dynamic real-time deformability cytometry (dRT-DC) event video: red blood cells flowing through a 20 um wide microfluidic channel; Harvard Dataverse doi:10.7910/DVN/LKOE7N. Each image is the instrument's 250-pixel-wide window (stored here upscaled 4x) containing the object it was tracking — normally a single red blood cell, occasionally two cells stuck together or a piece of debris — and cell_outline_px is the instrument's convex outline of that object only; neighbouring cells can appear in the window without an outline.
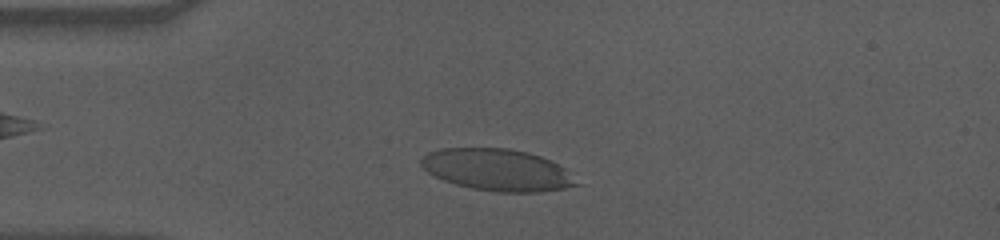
{"species": "human", "species_latin": "Homo sapiens", "temperature_condition": "cold", "stored_images_in_passage": 45, "camera_frame_rate_fps": 3000, "um_per_image_px": 0.085, "donor": {"sex": "male"}, "frame": {"image": 1, "passage_image": 8, "time_ms": 2.333, "image_size_px": [1000, 240], "cell_outline_px": [[584, 184], [564, 188], [540, 192], [500, 192], [472, 188], [456, 184], [432, 176], [420, 164], [420, 160], [428, 152], [440, 148], [508, 148], [528, 152], [540, 156], [564, 168]], "centroid_in_image_um": [42.28, 14.44], "position_along_channel_um": 42.7, "area_um2": 37.92}}
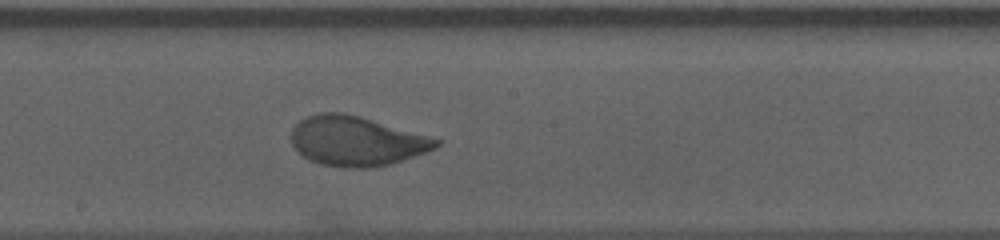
{"frame": {"image": 2, "passage_image": 25, "time_ms": 8.0, "image_size_px": [1000, 240], "cell_outline_px": [[444, 140], [436, 148], [392, 164], [372, 168], [340, 168], [320, 164], [308, 160], [296, 152], [292, 148], [292, 128], [300, 120], [308, 116], [320, 112], [344, 112], [360, 116]], "centroid_in_image_um": [30.28, 12.0], "position_along_channel_um": 217.9, "area_um2": 42.48}}
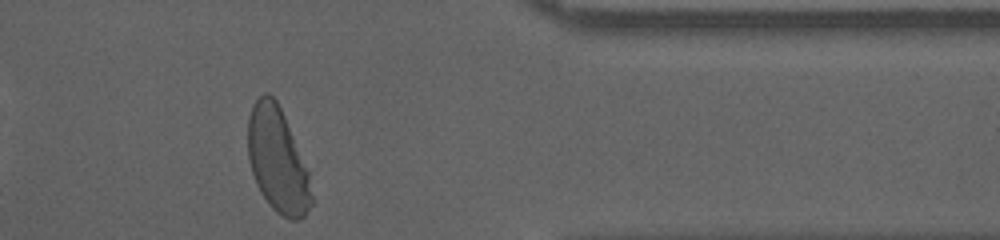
{"frame": {"image": 3, "passage_image": 41, "time_ms": 13.333, "image_size_px": [1000, 240], "cell_outline_px": [[312, 204], [304, 216], [296, 220], [288, 220], [276, 212], [268, 204], [260, 192], [256, 184], [252, 172], [248, 156], [248, 116], [252, 104], [264, 92], [268, 92], [276, 100], [284, 116], [308, 172], [312, 196]], "centroid_in_image_um": [23.57, 13.63], "position_along_channel_um": 387.8, "area_um2": 38.55}, "authors_computed_cell_mechanics": {"area_um2": 41.2692, "velocity_mm_per_s": 3.5154, "shape_relaxation_time_tau1_ms": 3.1358, "shape_relaxation_time_tau2_ms": null, "deformation_change_tau1": 0.1617, "deformation_change_tau2": null}}